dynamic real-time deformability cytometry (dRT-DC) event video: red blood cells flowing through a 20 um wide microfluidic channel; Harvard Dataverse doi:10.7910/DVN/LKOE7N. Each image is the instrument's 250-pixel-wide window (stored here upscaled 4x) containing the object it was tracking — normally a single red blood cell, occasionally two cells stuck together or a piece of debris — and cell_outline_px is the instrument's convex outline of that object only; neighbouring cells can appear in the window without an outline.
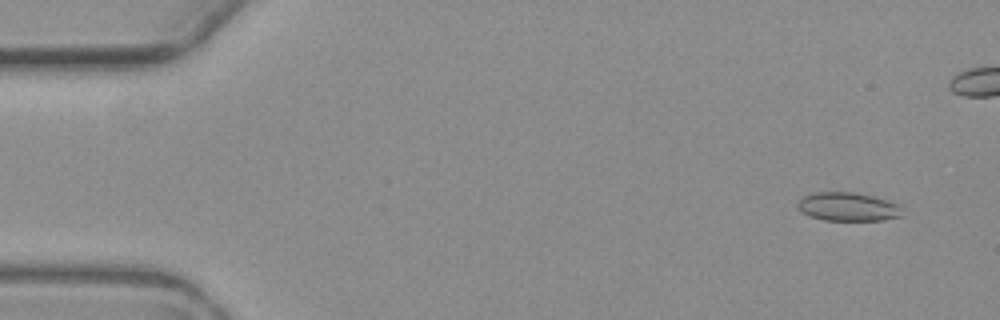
{"species": "common noctule bat (a hibernating species)", "species_latin": "Nyctalus noctula", "temperature_condition": "warm", "stored_images_in_passage": 6, "camera_frame_rate_fps": 3000, "um_per_image_px": 0.085, "animal": {"sex": "female", "body_mass_g": 19.3, "forearm_length_mm": 54.1}, "frame": {"image": 1, "passage_image": 1, "time_ms": 0.0, "image_size_px": [1000, 320], "cell_outline_px": [[900, 216], [884, 220], [824, 220], [808, 216], [800, 212], [796, 204], [804, 196], [812, 192], [852, 192], [872, 196], [896, 204], [900, 208]], "centroid_in_image_um": [71.98, 17.58], "position_along_channel_um": 13.0, "area_um2": 17.22}}
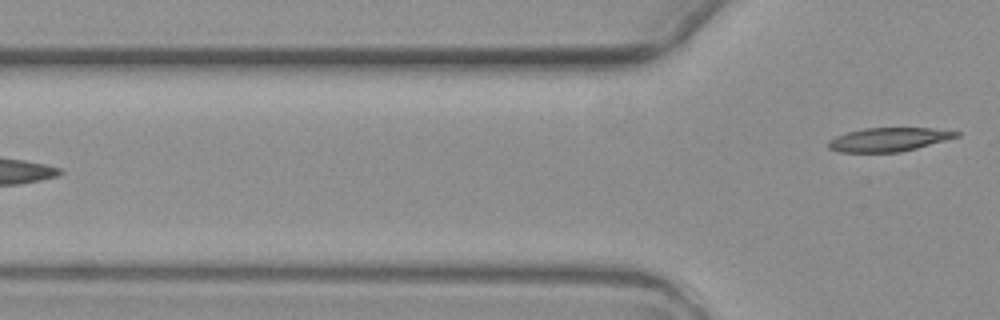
{"frame": {"image": 2, "passage_image": 6, "time_ms": 6.333, "image_size_px": [1000, 320], "cell_outline_px": [[960, 136], [916, 148], [900, 152], [840, 152], [828, 148], [828, 140], [836, 136], [848, 132], [864, 128], [932, 128], [960, 132]], "centroid_in_image_um": [75.52, 11.86], "position_along_channel_um": 50.3, "area_um2": 17.57}}